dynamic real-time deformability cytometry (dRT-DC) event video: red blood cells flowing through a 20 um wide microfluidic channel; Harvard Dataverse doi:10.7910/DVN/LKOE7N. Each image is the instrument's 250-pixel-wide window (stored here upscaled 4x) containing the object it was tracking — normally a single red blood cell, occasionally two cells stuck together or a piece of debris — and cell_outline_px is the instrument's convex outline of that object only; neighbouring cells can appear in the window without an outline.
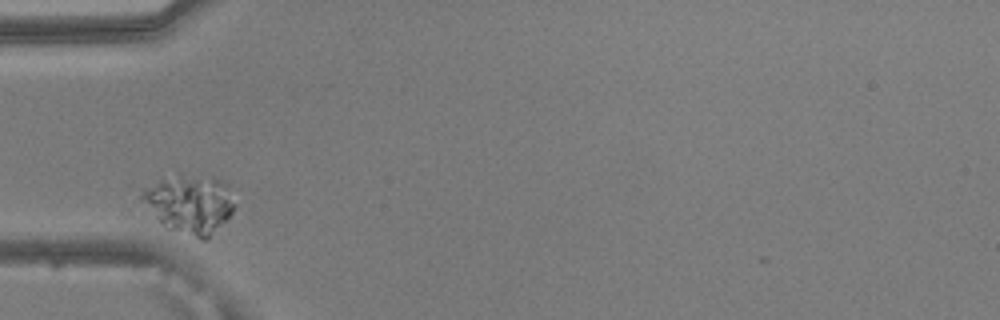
{"species": "common noctule bat (a hibernating species)", "species_latin": "Nyctalus noctula", "temperature_condition": "warm", "stored_images_in_passage": 41, "camera_frame_rate_fps": 3000, "um_per_image_px": 0.085, "animal": {"sex": "male", "body_mass_g": 20.5, "forearm_length_mm": 52.5}, "frame": {"image": 1, "passage_image": 1, "time_ms": 0.0, "image_size_px": [1000, 320], "cell_outline_px": [[236, 204], [232, 212], [208, 240], [200, 240], [164, 228], [160, 224], [136, 196], [140, 188], [180, 172], [212, 176], [224, 180], [228, 184]], "centroid_in_image_um": [16.08, 17.31], "position_along_channel_um": 68.9, "area_um2": 33.18}}
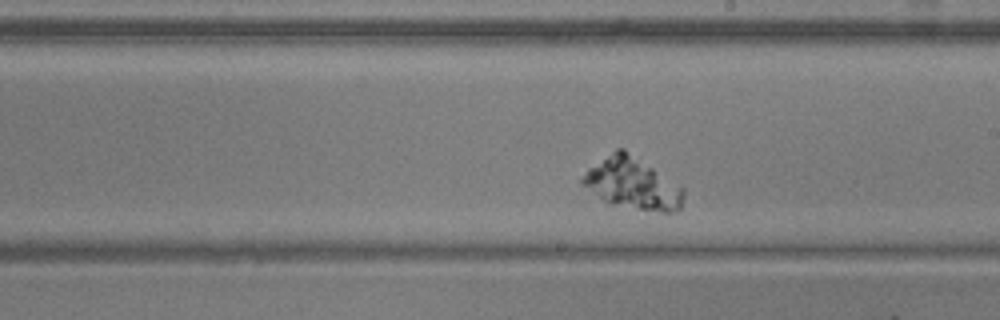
{"frame": {"image": 2, "passage_image": 16, "time_ms": 5.0, "image_size_px": [1000, 320], "cell_outline_px": [[684, 196], [680, 208], [676, 212], [660, 212], [612, 204], [604, 200], [580, 184], [580, 176], [588, 168], [616, 148], [624, 148], [684, 188]], "centroid_in_image_um": [53.74, 15.58], "position_along_channel_um": 235.3, "area_um2": 30.23}}
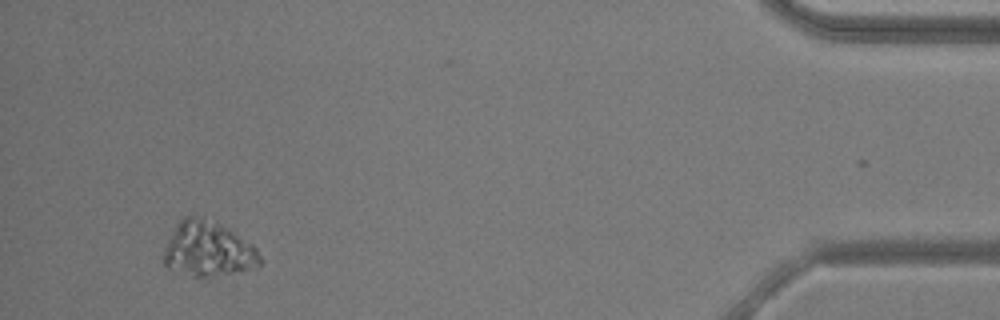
{"frame": {"image": 3, "passage_image": 37, "time_ms": 12.0, "image_size_px": [1000, 320], "cell_outline_px": [[264, 260], [260, 264], [248, 268], [232, 272], [204, 276], [192, 276], [168, 268], [164, 264], [164, 252], [168, 240], [176, 224], [184, 216], [200, 216], [220, 224], [228, 228], [252, 244], [256, 248]], "centroid_in_image_um": [17.67, 21.15], "position_along_channel_um": 417.5, "area_um2": 30.29}}